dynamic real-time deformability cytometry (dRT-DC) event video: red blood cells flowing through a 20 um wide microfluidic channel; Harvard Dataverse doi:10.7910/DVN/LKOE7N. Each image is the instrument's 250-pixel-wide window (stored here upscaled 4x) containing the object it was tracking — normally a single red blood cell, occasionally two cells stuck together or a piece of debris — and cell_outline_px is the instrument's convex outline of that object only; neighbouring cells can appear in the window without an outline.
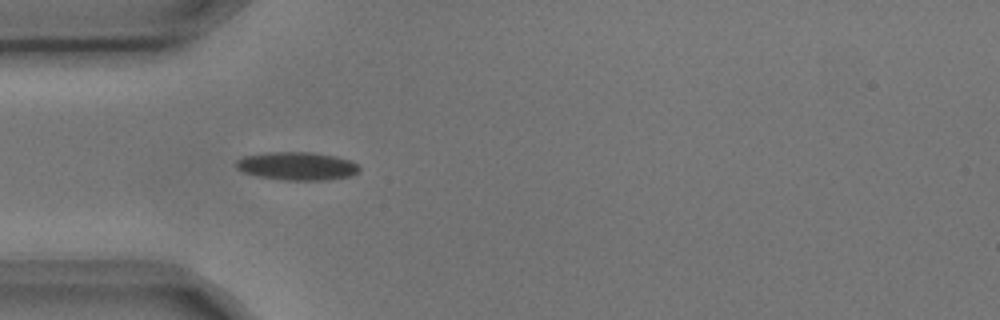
{"species": "common noctule bat (a hibernating species)", "species_latin": "Nyctalus noctula", "temperature_condition": "cold", "stored_images_in_passage": 5, "camera_frame_rate_fps": 3000, "um_per_image_px": 0.085, "animal": {"sex": "male", "body_mass_g": 17.9, "forearm_length_mm": 54.2}, "frame": {"image": 1, "passage_image": 4, "time_ms": 1.0, "image_size_px": [1000, 320], "cell_outline_px": [[360, 168], [356, 172], [348, 176], [324, 180], [280, 180], [260, 176], [244, 172], [236, 168], [236, 160], [244, 156], [264, 152], [312, 152], [336, 156], [352, 160]], "centroid_in_image_um": [25.22, 14.1], "position_along_channel_um": 59.8, "area_um2": 20.17}}